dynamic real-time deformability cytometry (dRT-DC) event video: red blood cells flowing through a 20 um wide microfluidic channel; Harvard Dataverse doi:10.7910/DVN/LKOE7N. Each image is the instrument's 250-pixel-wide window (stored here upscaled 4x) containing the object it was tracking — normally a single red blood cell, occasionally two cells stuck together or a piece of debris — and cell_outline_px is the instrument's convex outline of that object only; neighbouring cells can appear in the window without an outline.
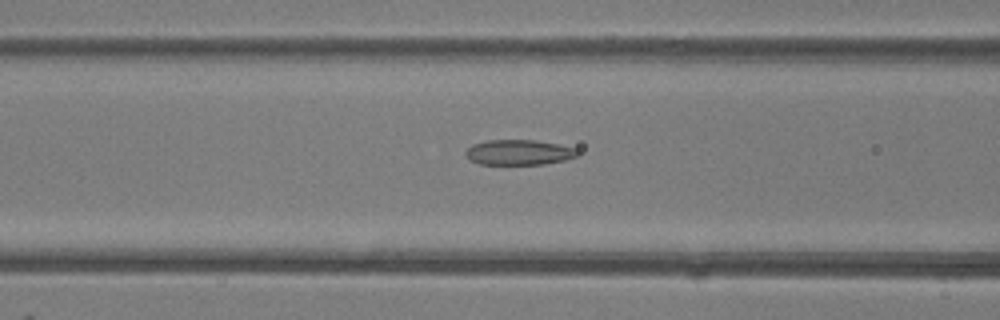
{"species": "common noctule bat (a hibernating species)", "species_latin": "Nyctalus noctula", "temperature_condition": "room temperature", "stored_images_in_passage": 49, "camera_frame_rate_fps": 3000, "um_per_image_px": 0.085, "animal": {"sex": "female"}, "frame": {"image": 1, "passage_image": 20, "time_ms": 6.333, "image_size_px": [1000, 320], "cell_outline_px": [[580, 152], [576, 156], [564, 160], [544, 164], [480, 164], [468, 160], [464, 152], [472, 144], [488, 140], [536, 140], [576, 148]], "centroid_in_image_um": [44.07, 12.95], "position_along_channel_um": 122.5, "area_um2": 16.47}}
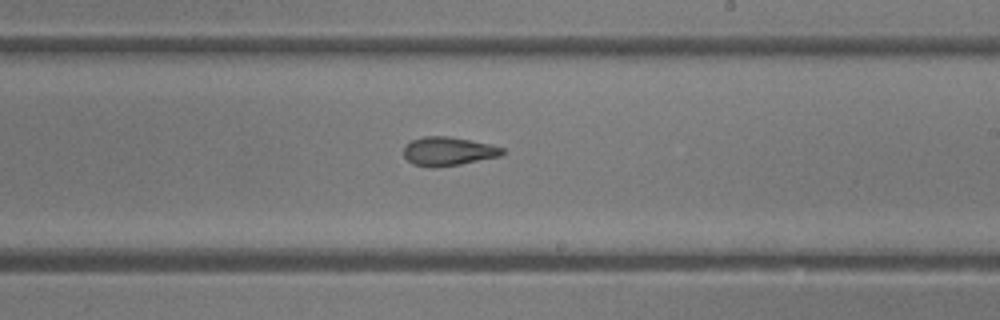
{"frame": {"image": 2, "passage_image": 29, "time_ms": 9.333, "image_size_px": [1000, 320], "cell_outline_px": [[504, 152], [500, 156], [460, 164], [412, 164], [404, 156], [404, 144], [412, 140], [424, 136], [448, 136], [488, 144], [504, 148]], "centroid_in_image_um": [38.1, 12.81], "position_along_channel_um": 250.9, "area_um2": 15.72}}
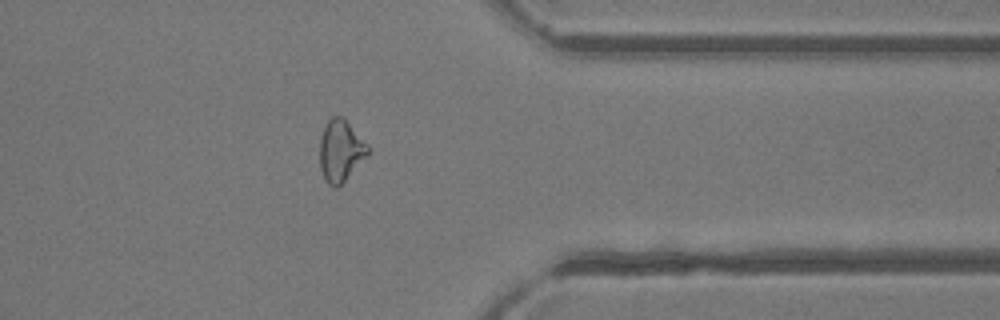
{"frame": {"image": 3, "passage_image": 39, "time_ms": 12.667, "image_size_px": [1000, 320], "cell_outline_px": [[372, 148], [368, 156], [336, 188], [332, 188], [324, 180], [320, 168], [320, 140], [324, 128], [328, 120], [332, 116], [344, 116]], "centroid_in_image_um": [28.98, 12.79], "position_along_channel_um": 382.4, "area_um2": 17.63}, "authors_computed_cell_mechanics": {"area_um2": 18.1492, "velocity_mm_per_s": 4.2798, "shape_relaxation_time_tau1_ms": null, "shape_relaxation_time_tau2_ms": 3.5918, "deformation_change_tau1": null, "deformation_change_tau2": 0.1147}}